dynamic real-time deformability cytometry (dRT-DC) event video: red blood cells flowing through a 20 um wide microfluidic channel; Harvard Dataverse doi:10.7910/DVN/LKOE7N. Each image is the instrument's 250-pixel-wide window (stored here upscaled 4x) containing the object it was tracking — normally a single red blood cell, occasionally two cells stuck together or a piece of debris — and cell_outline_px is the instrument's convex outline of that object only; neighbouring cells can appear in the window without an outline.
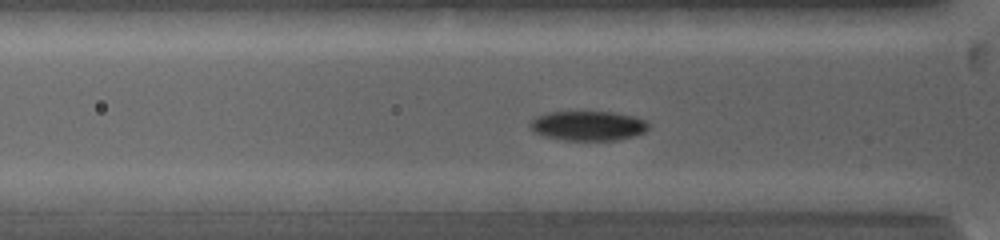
{"species": "common noctule bat (a hibernating species)", "species_latin": "Nyctalus noctula", "temperature_condition": "warm", "stored_images_in_passage": 42, "camera_frame_rate_fps": 5000, "um_per_image_px": 0.085, "animal": {"sex": "female", "body_mass_g": 19.0, "forearm_length_mm": 53.3}, "frame": {"image": 1, "passage_image": 9, "time_ms": 2.8, "image_size_px": [1000, 240], "cell_outline_px": [[648, 128], [644, 132], [632, 136], [616, 140], [564, 140], [544, 136], [536, 132], [528, 124], [536, 116], [544, 112], [612, 112], [636, 116], [644, 120], [648, 124]], "centroid_in_image_um": [49.97, 10.68], "position_along_channel_um": 75.8, "area_um2": 20.35}}
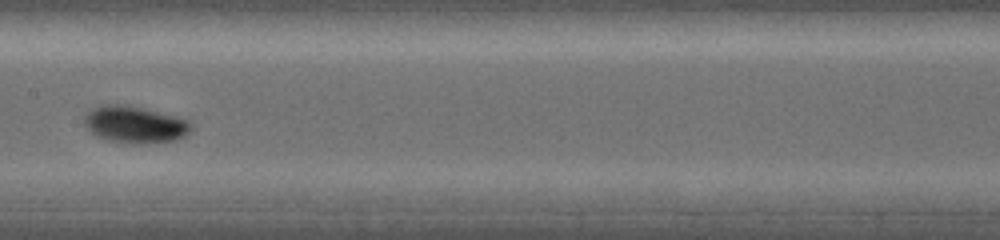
{"frame": {"image": 2, "passage_image": 19, "time_ms": 5.8, "image_size_px": [1000, 240], "cell_outline_px": [[192, 128], [184, 136], [176, 140], [140, 144], [132, 144], [104, 140], [88, 132], [84, 124], [84, 116], [88, 108], [100, 104], [120, 104], [144, 108], [176, 116], [188, 120], [192, 124]], "centroid_in_image_um": [11.39, 10.58], "position_along_channel_um": 196.0, "area_um2": 23.52}}
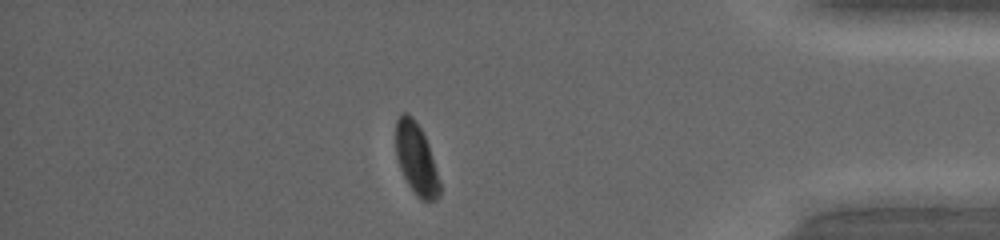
{"frame": {"image": 3, "passage_image": 38, "time_ms": 11.8, "image_size_px": [1000, 240], "cell_outline_px": [[440, 196], [436, 200], [420, 200], [416, 196], [408, 184], [400, 168], [396, 156], [396, 120], [400, 112], [408, 112], [416, 120], [428, 144], [440, 180]], "centroid_in_image_um": [35.38, 13.49], "position_along_channel_um": 399.8, "area_um2": 18.38}, "authors_computed_cell_mechanics": {"area_um2": 20.5479, "velocity_mm_per_s": 4.0074, "shape_relaxation_time_tau1_ms": 1.8409, "shape_relaxation_time_tau2_ms": null, "deformation_change_tau1": 0.1218, "deformation_change_tau2": null}}